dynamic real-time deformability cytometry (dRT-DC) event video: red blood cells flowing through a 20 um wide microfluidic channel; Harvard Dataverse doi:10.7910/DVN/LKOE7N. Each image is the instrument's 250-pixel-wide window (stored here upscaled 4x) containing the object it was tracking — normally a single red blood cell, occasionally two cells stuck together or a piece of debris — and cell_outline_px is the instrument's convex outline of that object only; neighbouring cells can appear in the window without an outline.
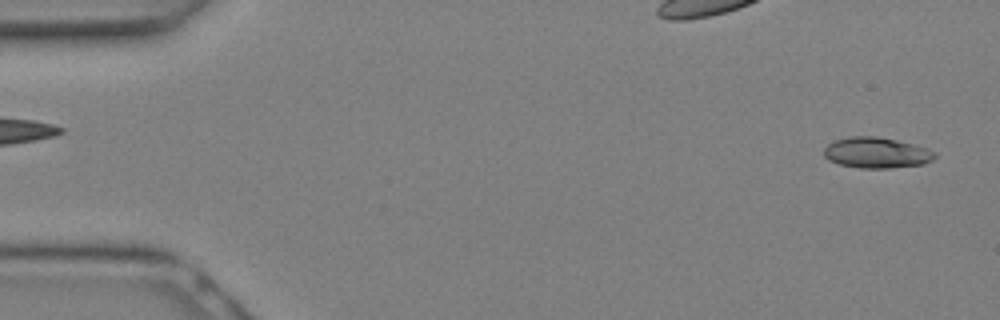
{"species": "Egyptian fruit bat (a non-hibernating species)", "species_latin": "Rousettus aegyptiacus", "temperature_condition": "warm", "stored_images_in_passage": 11, "camera_frame_rate_fps": 3000, "um_per_image_px": 0.085, "animal": {"sex": "female"}, "frame": {"image": 1, "passage_image": 2, "time_ms": 0.333, "image_size_px": [1000, 320], "cell_outline_px": [[936, 156], [932, 160], [924, 164], [888, 168], [860, 168], [840, 164], [828, 160], [824, 156], [824, 148], [828, 144], [836, 140], [848, 136], [876, 136], [896, 140], [912, 144], [936, 152]], "centroid_in_image_um": [74.48, 12.98], "position_along_channel_um": 10.5, "area_um2": 19.77}}
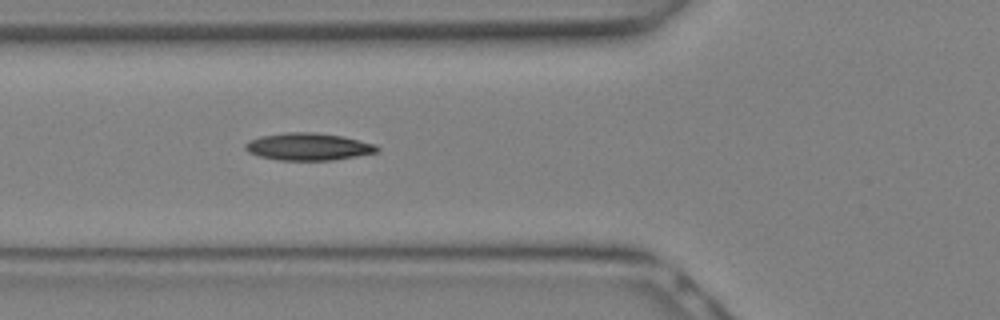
{"frame": {"image": 2, "passage_image": 11, "time_ms": 3.333, "image_size_px": [1000, 320], "cell_outline_px": [[380, 148], [376, 152], [356, 156], [332, 160], [280, 160], [260, 156], [248, 152], [244, 148], [244, 144], [248, 140], [260, 136], [284, 132], [316, 132], [344, 136], [376, 144]], "centroid_in_image_um": [26.19, 12.45], "position_along_channel_um": 99.6, "area_um2": 21.1}}